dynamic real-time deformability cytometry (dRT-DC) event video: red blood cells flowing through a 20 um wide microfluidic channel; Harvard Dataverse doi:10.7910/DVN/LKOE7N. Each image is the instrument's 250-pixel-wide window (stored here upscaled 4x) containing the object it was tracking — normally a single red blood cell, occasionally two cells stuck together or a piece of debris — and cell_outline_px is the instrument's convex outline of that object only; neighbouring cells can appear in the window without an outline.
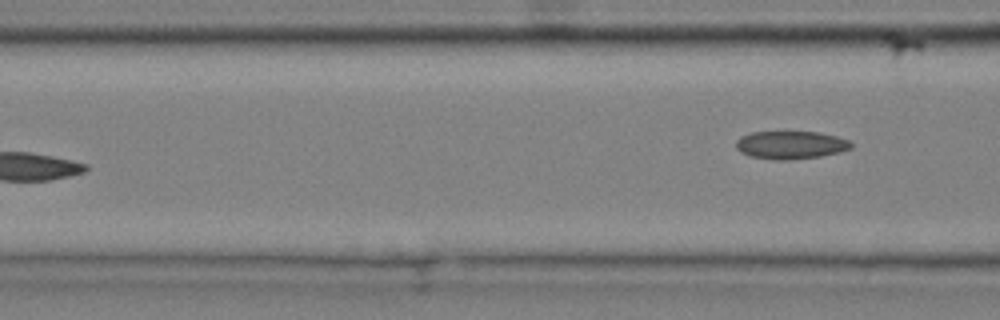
{"species": "common noctule bat (a hibernating species)", "species_latin": "Nyctalus noctula", "temperature_condition": "cold", "stored_images_in_passage": 7, "camera_frame_rate_fps": 3000, "um_per_image_px": 0.085, "animal": {"sex": "male", "body_mass_g": 20.4}, "frame": {"image": 1, "passage_image": 7, "time_ms": 2.0, "image_size_px": [1000, 320], "cell_outline_px": [[852, 148], [840, 152], [820, 156], [788, 160], [776, 160], [748, 156], [740, 152], [736, 148], [736, 140], [740, 136], [752, 132], [820, 132], [836, 136], [848, 140], [852, 144]], "centroid_in_image_um": [67.18, 12.32], "position_along_channel_um": 99.4, "area_um2": 18.84}}